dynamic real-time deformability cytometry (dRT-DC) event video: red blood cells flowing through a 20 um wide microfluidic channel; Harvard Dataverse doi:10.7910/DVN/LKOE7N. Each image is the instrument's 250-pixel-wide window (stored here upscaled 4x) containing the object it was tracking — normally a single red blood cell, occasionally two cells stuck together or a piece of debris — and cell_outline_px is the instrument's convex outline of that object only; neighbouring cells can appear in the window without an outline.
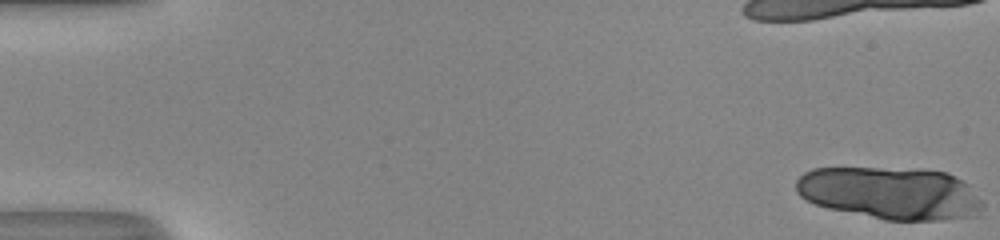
{"species": "human", "species_latin": "Homo sapiens", "temperature_condition": "room temperature", "stored_images_in_passage": 18, "camera_frame_rate_fps": 3000, "um_per_image_px": 0.085, "donor": {"sex": "male"}, "frame": {"image": 1, "passage_image": 1, "time_ms": 0.0, "image_size_px": [1000, 240], "cell_outline_px": [[984, 204], [980, 216], [940, 220], [884, 220], [828, 208], [816, 204], [800, 196], [796, 192], [796, 180], [804, 172], [812, 168], [924, 168], [948, 172], [968, 184]], "centroid_in_image_um": [75.72, 16.41], "position_along_channel_um": 9.3, "area_um2": 57.68}}